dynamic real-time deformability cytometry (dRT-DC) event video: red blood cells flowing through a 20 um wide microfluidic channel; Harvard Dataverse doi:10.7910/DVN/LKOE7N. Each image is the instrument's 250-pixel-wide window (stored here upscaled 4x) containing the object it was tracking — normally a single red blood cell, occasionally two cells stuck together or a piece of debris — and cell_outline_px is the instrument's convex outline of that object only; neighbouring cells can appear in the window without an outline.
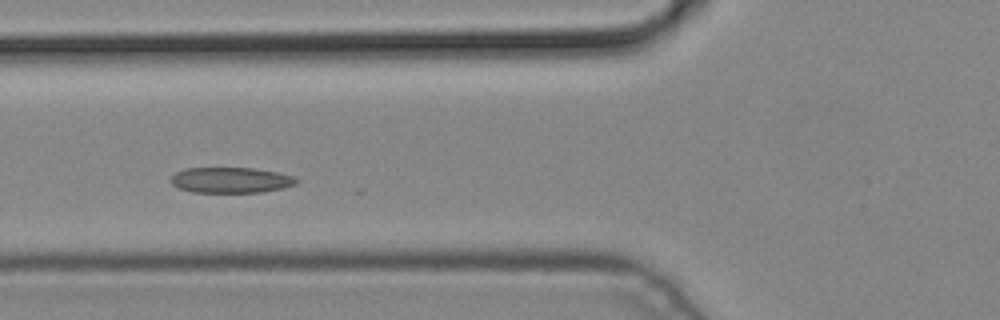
{"species": "common noctule bat (a hibernating species)", "species_latin": "Nyctalus noctula", "temperature_condition": "cold", "stored_images_in_passage": 3, "camera_frame_rate_fps": 3000, "um_per_image_px": 0.085, "animal": {"sex": "male", "body_mass_g": 19.2, "forearm_length_mm": 51.8}, "frame": {"image": 1, "passage_image": 3, "time_ms": 0.667, "image_size_px": [1000, 320], "cell_outline_px": [[300, 180], [296, 184], [284, 188], [264, 192], [192, 192], [180, 188], [172, 184], [172, 176], [176, 172], [184, 168], [256, 168], [276, 172], [292, 176]], "centroid_in_image_um": [19.65, 15.31], "position_along_channel_um": 106.1, "area_um2": 18.73}}